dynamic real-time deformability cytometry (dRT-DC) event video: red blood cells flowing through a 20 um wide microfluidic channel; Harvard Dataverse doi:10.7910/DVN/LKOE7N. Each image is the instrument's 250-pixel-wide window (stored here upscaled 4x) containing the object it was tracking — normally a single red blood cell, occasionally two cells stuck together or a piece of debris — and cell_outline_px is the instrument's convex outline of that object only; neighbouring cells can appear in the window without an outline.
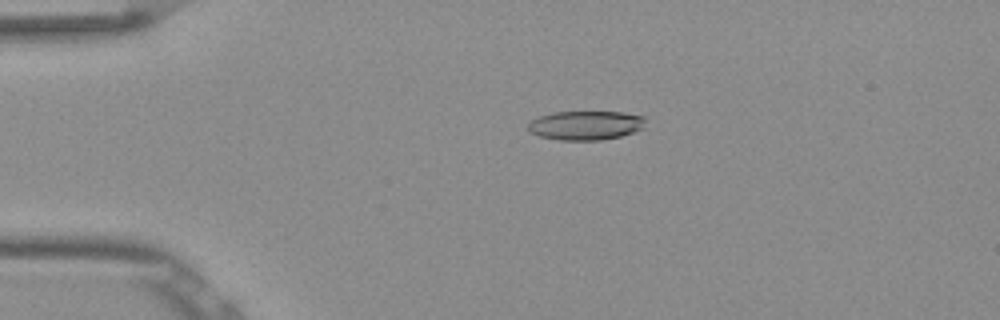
{"species": "Egyptian fruit bat (a non-hibernating species)", "species_latin": "Rousettus aegyptiacus", "temperature_condition": "room temperature", "stored_images_in_passage": 53, "camera_frame_rate_fps": 3000, "um_per_image_px": 0.085, "frame": {"image": 1, "passage_image": 12, "time_ms": 3.667, "image_size_px": [1000, 320], "cell_outline_px": [[644, 128], [636, 132], [620, 136], [600, 140], [556, 140], [540, 136], [528, 132], [528, 124], [532, 120], [540, 116], [552, 112], [624, 112], [644, 116]], "centroid_in_image_um": [49.78, 10.66], "position_along_channel_um": 35.2, "area_um2": 20.06}}
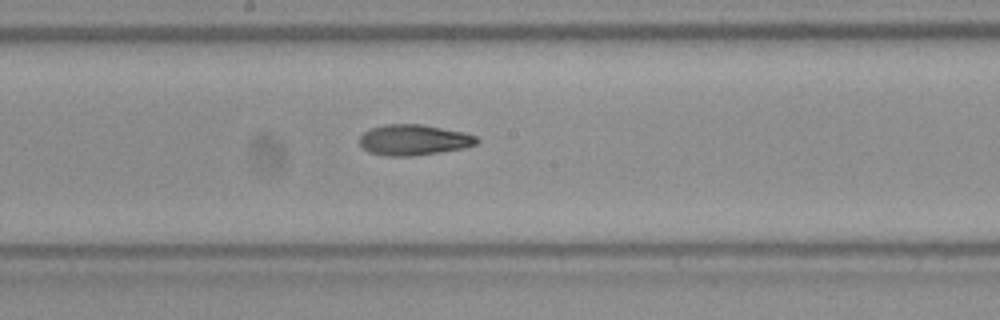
{"frame": {"image": 2, "passage_image": 29, "time_ms": 9.333, "image_size_px": [1000, 320], "cell_outline_px": [[480, 140], [476, 144], [464, 148], [440, 152], [412, 156], [384, 156], [368, 152], [360, 148], [360, 136], [368, 128], [384, 124], [420, 124], [464, 132], [476, 136]], "centroid_in_image_um": [35.13, 11.89], "position_along_channel_um": 213.1, "area_um2": 21.21}}
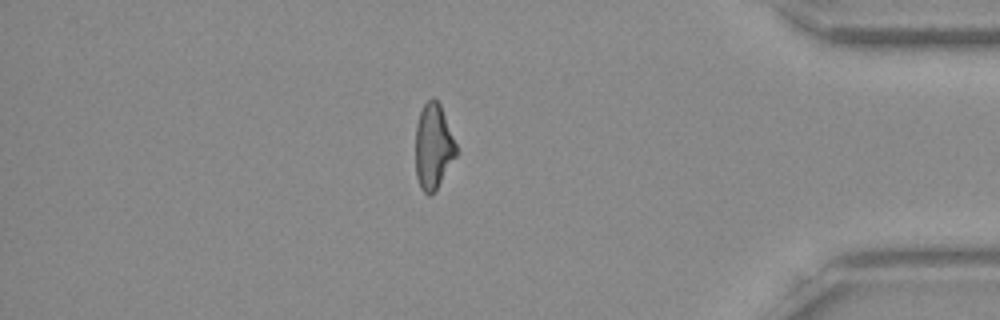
{"frame": {"image": 3, "passage_image": 46, "time_ms": 15.0, "image_size_px": [1000, 320], "cell_outline_px": [[460, 152], [436, 188], [428, 196], [420, 188], [416, 176], [416, 124], [420, 112], [424, 104], [432, 96], [440, 104]], "centroid_in_image_um": [36.85, 12.45], "position_along_channel_um": 398.3, "area_um2": 20.35}, "authors_computed_cell_mechanics": {"area_um2": 21.1548, "velocity_mm_per_s": 3.8652, "shape_relaxation_time_tau1_ms": 6.7944, "shape_relaxation_time_tau2_ms": 3.693, "deformation_change_tau1": 0.2235, "deformation_change_tau2": 0.1219}}